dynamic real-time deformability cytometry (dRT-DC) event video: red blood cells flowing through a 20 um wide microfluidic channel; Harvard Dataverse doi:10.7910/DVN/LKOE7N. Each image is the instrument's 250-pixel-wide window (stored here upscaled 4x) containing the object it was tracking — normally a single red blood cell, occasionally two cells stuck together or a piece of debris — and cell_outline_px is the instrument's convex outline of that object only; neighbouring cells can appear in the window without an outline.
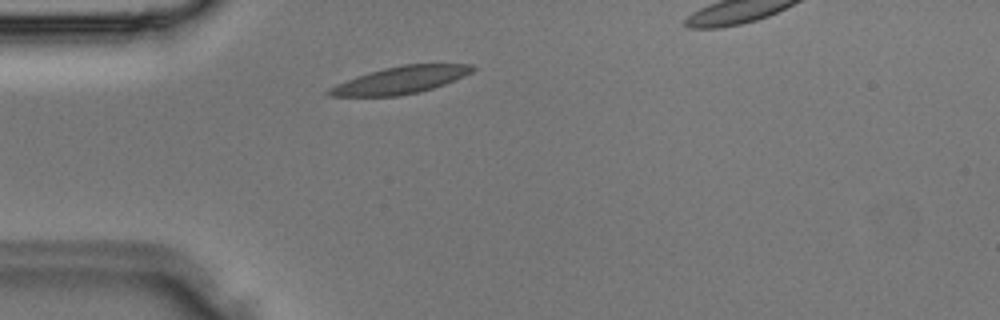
{"species": "Egyptian fruit bat (a non-hibernating species)", "species_latin": "Rousettus aegyptiacus", "temperature_condition": "room temperature", "stored_images_in_passage": 24, "camera_frame_rate_fps": 3000, "um_per_image_px": 0.085, "animal": {"sex": "male"}, "frame": {"image": 1, "passage_image": 1, "time_ms": 0.0, "image_size_px": [1000, 320], "cell_outline_px": [[476, 68], [472, 72], [464, 76], [444, 84], [420, 92], [396, 96], [328, 96], [324, 92], [328, 88], [336, 84], [356, 76], [368, 72], [384, 68], [404, 64], [472, 64]], "centroid_in_image_um": [34.01, 6.81], "position_along_channel_um": 51.0, "area_um2": 22.77}}
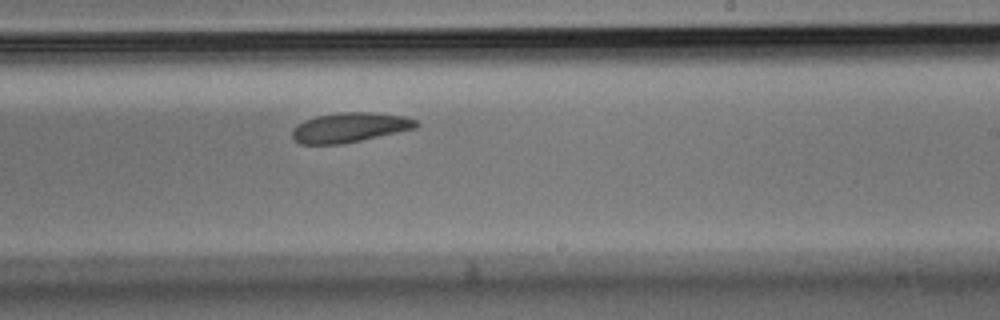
{"frame": {"image": 2, "passage_image": 13, "time_ms": 4.0, "image_size_px": [1000, 320], "cell_outline_px": [[420, 124], [416, 128], [344, 144], [300, 144], [292, 136], [292, 128], [296, 124], [304, 120], [316, 116], [340, 112], [372, 112], [404, 116], [416, 120]], "centroid_in_image_um": [29.71, 10.83], "position_along_channel_um": 259.3, "area_um2": 21.56}}
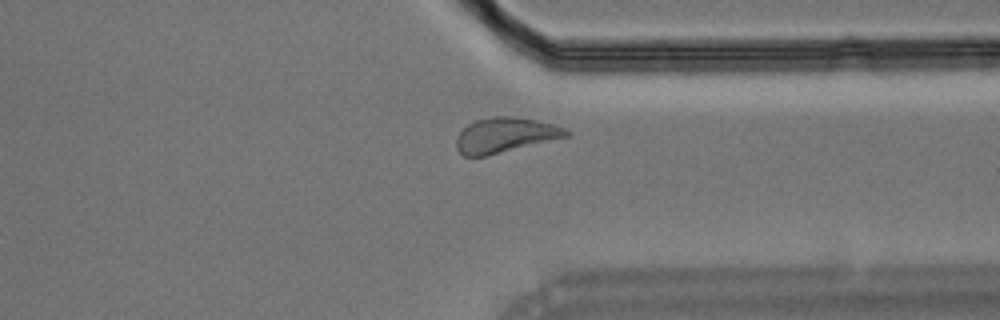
{"frame": {"image": 3, "passage_image": 19, "time_ms": 6.0, "image_size_px": [1000, 320], "cell_outline_px": [[572, 132], [568, 136], [484, 156], [464, 156], [456, 148], [456, 140], [460, 132], [468, 124], [476, 120], [492, 116], [512, 116], [536, 120], [552, 124], [564, 128]], "centroid_in_image_um": [42.92, 11.47], "position_along_channel_um": 368.5, "area_um2": 22.02}}